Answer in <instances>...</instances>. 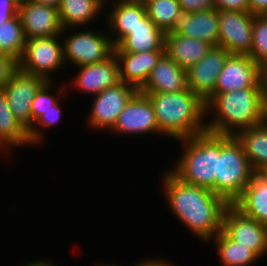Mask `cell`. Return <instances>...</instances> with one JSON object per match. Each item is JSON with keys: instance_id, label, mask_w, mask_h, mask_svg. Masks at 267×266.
<instances>
[{"instance_id": "cell-31", "label": "cell", "mask_w": 267, "mask_h": 266, "mask_svg": "<svg viewBox=\"0 0 267 266\" xmlns=\"http://www.w3.org/2000/svg\"><path fill=\"white\" fill-rule=\"evenodd\" d=\"M60 103L57 102L52 106V109L44 112L32 125L31 129L28 131V137L32 145H37L40 142L42 143L43 130L45 128L49 129L52 125L59 123L62 118V110ZM38 124V125H36ZM39 127V128H38ZM42 131V132H41Z\"/></svg>"}, {"instance_id": "cell-43", "label": "cell", "mask_w": 267, "mask_h": 266, "mask_svg": "<svg viewBox=\"0 0 267 266\" xmlns=\"http://www.w3.org/2000/svg\"><path fill=\"white\" fill-rule=\"evenodd\" d=\"M16 1L19 2V3H22V2H26L28 0H16Z\"/></svg>"}, {"instance_id": "cell-7", "label": "cell", "mask_w": 267, "mask_h": 266, "mask_svg": "<svg viewBox=\"0 0 267 266\" xmlns=\"http://www.w3.org/2000/svg\"><path fill=\"white\" fill-rule=\"evenodd\" d=\"M63 40L64 62L76 67L93 64L109 58L115 49L110 33L103 34L97 30L78 31L75 28ZM78 31V32H77ZM72 34V35H71Z\"/></svg>"}, {"instance_id": "cell-18", "label": "cell", "mask_w": 267, "mask_h": 266, "mask_svg": "<svg viewBox=\"0 0 267 266\" xmlns=\"http://www.w3.org/2000/svg\"><path fill=\"white\" fill-rule=\"evenodd\" d=\"M114 53L119 63L120 81L133 85L139 90L148 80L165 50Z\"/></svg>"}, {"instance_id": "cell-4", "label": "cell", "mask_w": 267, "mask_h": 266, "mask_svg": "<svg viewBox=\"0 0 267 266\" xmlns=\"http://www.w3.org/2000/svg\"><path fill=\"white\" fill-rule=\"evenodd\" d=\"M183 154L170 171L182 182L206 188L215 193L217 156L222 149V135L205 132L179 140Z\"/></svg>"}, {"instance_id": "cell-28", "label": "cell", "mask_w": 267, "mask_h": 266, "mask_svg": "<svg viewBox=\"0 0 267 266\" xmlns=\"http://www.w3.org/2000/svg\"><path fill=\"white\" fill-rule=\"evenodd\" d=\"M26 37L18 15L10 20H0V53L18 61L22 57Z\"/></svg>"}, {"instance_id": "cell-5", "label": "cell", "mask_w": 267, "mask_h": 266, "mask_svg": "<svg viewBox=\"0 0 267 266\" xmlns=\"http://www.w3.org/2000/svg\"><path fill=\"white\" fill-rule=\"evenodd\" d=\"M255 171L236 136L222 135V149L217 156L215 194L233 204L250 183Z\"/></svg>"}, {"instance_id": "cell-37", "label": "cell", "mask_w": 267, "mask_h": 266, "mask_svg": "<svg viewBox=\"0 0 267 266\" xmlns=\"http://www.w3.org/2000/svg\"><path fill=\"white\" fill-rule=\"evenodd\" d=\"M248 5L253 15H263L267 10V0H248Z\"/></svg>"}, {"instance_id": "cell-11", "label": "cell", "mask_w": 267, "mask_h": 266, "mask_svg": "<svg viewBox=\"0 0 267 266\" xmlns=\"http://www.w3.org/2000/svg\"><path fill=\"white\" fill-rule=\"evenodd\" d=\"M253 16L250 12L218 10V46L231 54L248 55L252 45Z\"/></svg>"}, {"instance_id": "cell-34", "label": "cell", "mask_w": 267, "mask_h": 266, "mask_svg": "<svg viewBox=\"0 0 267 266\" xmlns=\"http://www.w3.org/2000/svg\"><path fill=\"white\" fill-rule=\"evenodd\" d=\"M217 10L249 12L248 0H212Z\"/></svg>"}, {"instance_id": "cell-8", "label": "cell", "mask_w": 267, "mask_h": 266, "mask_svg": "<svg viewBox=\"0 0 267 266\" xmlns=\"http://www.w3.org/2000/svg\"><path fill=\"white\" fill-rule=\"evenodd\" d=\"M139 90L128 83L119 82L94 96L93 106L87 117L90 129L111 130L127 103Z\"/></svg>"}, {"instance_id": "cell-23", "label": "cell", "mask_w": 267, "mask_h": 266, "mask_svg": "<svg viewBox=\"0 0 267 266\" xmlns=\"http://www.w3.org/2000/svg\"><path fill=\"white\" fill-rule=\"evenodd\" d=\"M115 3L116 5L114 4L110 12H108L106 24L108 29L110 28L108 31L112 33L110 38L113 44L117 46L133 28L140 24V21L147 17V12L144 5L118 0Z\"/></svg>"}, {"instance_id": "cell-41", "label": "cell", "mask_w": 267, "mask_h": 266, "mask_svg": "<svg viewBox=\"0 0 267 266\" xmlns=\"http://www.w3.org/2000/svg\"><path fill=\"white\" fill-rule=\"evenodd\" d=\"M37 3L59 7L61 0H32Z\"/></svg>"}, {"instance_id": "cell-1", "label": "cell", "mask_w": 267, "mask_h": 266, "mask_svg": "<svg viewBox=\"0 0 267 266\" xmlns=\"http://www.w3.org/2000/svg\"><path fill=\"white\" fill-rule=\"evenodd\" d=\"M162 174L170 211L187 230L208 243L222 231L223 214L229 204L209 189L182 182L170 170Z\"/></svg>"}, {"instance_id": "cell-44", "label": "cell", "mask_w": 267, "mask_h": 266, "mask_svg": "<svg viewBox=\"0 0 267 266\" xmlns=\"http://www.w3.org/2000/svg\"><path fill=\"white\" fill-rule=\"evenodd\" d=\"M100 266H118V265H114V264L113 265H110V264H107V265H100Z\"/></svg>"}, {"instance_id": "cell-39", "label": "cell", "mask_w": 267, "mask_h": 266, "mask_svg": "<svg viewBox=\"0 0 267 266\" xmlns=\"http://www.w3.org/2000/svg\"><path fill=\"white\" fill-rule=\"evenodd\" d=\"M135 266H171V262L168 260L166 261V259L164 260V258H163V260L162 259H160V260L156 259L155 260V258H153V259H149V260H143V262L140 261Z\"/></svg>"}, {"instance_id": "cell-46", "label": "cell", "mask_w": 267, "mask_h": 266, "mask_svg": "<svg viewBox=\"0 0 267 266\" xmlns=\"http://www.w3.org/2000/svg\"><path fill=\"white\" fill-rule=\"evenodd\" d=\"M265 17H267V10H266V12L263 14Z\"/></svg>"}, {"instance_id": "cell-20", "label": "cell", "mask_w": 267, "mask_h": 266, "mask_svg": "<svg viewBox=\"0 0 267 266\" xmlns=\"http://www.w3.org/2000/svg\"><path fill=\"white\" fill-rule=\"evenodd\" d=\"M165 54L182 69L188 70L201 60L212 45L208 42L176 33H165Z\"/></svg>"}, {"instance_id": "cell-6", "label": "cell", "mask_w": 267, "mask_h": 266, "mask_svg": "<svg viewBox=\"0 0 267 266\" xmlns=\"http://www.w3.org/2000/svg\"><path fill=\"white\" fill-rule=\"evenodd\" d=\"M69 29L71 28H63L61 34L51 37L26 39L22 57L18 61L19 70L40 76L46 81H52L51 73L57 72L61 68L64 69V51L61 39Z\"/></svg>"}, {"instance_id": "cell-19", "label": "cell", "mask_w": 267, "mask_h": 266, "mask_svg": "<svg viewBox=\"0 0 267 266\" xmlns=\"http://www.w3.org/2000/svg\"><path fill=\"white\" fill-rule=\"evenodd\" d=\"M187 88V71L164 53L139 92L170 93L186 90Z\"/></svg>"}, {"instance_id": "cell-35", "label": "cell", "mask_w": 267, "mask_h": 266, "mask_svg": "<svg viewBox=\"0 0 267 266\" xmlns=\"http://www.w3.org/2000/svg\"><path fill=\"white\" fill-rule=\"evenodd\" d=\"M182 11L198 12L214 9L212 0H178Z\"/></svg>"}, {"instance_id": "cell-16", "label": "cell", "mask_w": 267, "mask_h": 266, "mask_svg": "<svg viewBox=\"0 0 267 266\" xmlns=\"http://www.w3.org/2000/svg\"><path fill=\"white\" fill-rule=\"evenodd\" d=\"M78 68L80 70L71 83L80 92L96 96L121 82L119 63L115 53L103 61L78 66Z\"/></svg>"}, {"instance_id": "cell-45", "label": "cell", "mask_w": 267, "mask_h": 266, "mask_svg": "<svg viewBox=\"0 0 267 266\" xmlns=\"http://www.w3.org/2000/svg\"><path fill=\"white\" fill-rule=\"evenodd\" d=\"M264 225H265V229H266V232H267V222Z\"/></svg>"}, {"instance_id": "cell-22", "label": "cell", "mask_w": 267, "mask_h": 266, "mask_svg": "<svg viewBox=\"0 0 267 266\" xmlns=\"http://www.w3.org/2000/svg\"><path fill=\"white\" fill-rule=\"evenodd\" d=\"M165 32L147 16L117 45L114 52L165 50Z\"/></svg>"}, {"instance_id": "cell-29", "label": "cell", "mask_w": 267, "mask_h": 266, "mask_svg": "<svg viewBox=\"0 0 267 266\" xmlns=\"http://www.w3.org/2000/svg\"><path fill=\"white\" fill-rule=\"evenodd\" d=\"M145 7L149 19L165 33L182 12L178 0H151Z\"/></svg>"}, {"instance_id": "cell-36", "label": "cell", "mask_w": 267, "mask_h": 266, "mask_svg": "<svg viewBox=\"0 0 267 266\" xmlns=\"http://www.w3.org/2000/svg\"><path fill=\"white\" fill-rule=\"evenodd\" d=\"M19 2L16 0H0V20H10L17 15Z\"/></svg>"}, {"instance_id": "cell-33", "label": "cell", "mask_w": 267, "mask_h": 266, "mask_svg": "<svg viewBox=\"0 0 267 266\" xmlns=\"http://www.w3.org/2000/svg\"><path fill=\"white\" fill-rule=\"evenodd\" d=\"M18 69L19 62L16 58L0 53V90L5 87Z\"/></svg>"}, {"instance_id": "cell-24", "label": "cell", "mask_w": 267, "mask_h": 266, "mask_svg": "<svg viewBox=\"0 0 267 266\" xmlns=\"http://www.w3.org/2000/svg\"><path fill=\"white\" fill-rule=\"evenodd\" d=\"M106 3V0H61L58 14L62 28L90 24L104 10Z\"/></svg>"}, {"instance_id": "cell-42", "label": "cell", "mask_w": 267, "mask_h": 266, "mask_svg": "<svg viewBox=\"0 0 267 266\" xmlns=\"http://www.w3.org/2000/svg\"><path fill=\"white\" fill-rule=\"evenodd\" d=\"M118 1L140 4V5L146 6L151 0H118Z\"/></svg>"}, {"instance_id": "cell-30", "label": "cell", "mask_w": 267, "mask_h": 266, "mask_svg": "<svg viewBox=\"0 0 267 266\" xmlns=\"http://www.w3.org/2000/svg\"><path fill=\"white\" fill-rule=\"evenodd\" d=\"M252 45L248 56L267 72V17L254 15Z\"/></svg>"}, {"instance_id": "cell-40", "label": "cell", "mask_w": 267, "mask_h": 266, "mask_svg": "<svg viewBox=\"0 0 267 266\" xmlns=\"http://www.w3.org/2000/svg\"><path fill=\"white\" fill-rule=\"evenodd\" d=\"M22 266H57V265L56 264L54 265L51 260H47V261L46 260H42V261L41 260L40 261L36 260V261H33V262L29 261L28 264L26 263V264H24Z\"/></svg>"}, {"instance_id": "cell-15", "label": "cell", "mask_w": 267, "mask_h": 266, "mask_svg": "<svg viewBox=\"0 0 267 266\" xmlns=\"http://www.w3.org/2000/svg\"><path fill=\"white\" fill-rule=\"evenodd\" d=\"M26 39L51 37L62 33L58 8L28 0L19 3L17 13Z\"/></svg>"}, {"instance_id": "cell-25", "label": "cell", "mask_w": 267, "mask_h": 266, "mask_svg": "<svg viewBox=\"0 0 267 266\" xmlns=\"http://www.w3.org/2000/svg\"><path fill=\"white\" fill-rule=\"evenodd\" d=\"M27 145H31L28 131L16 120L4 91L0 90V151L7 154L11 147Z\"/></svg>"}, {"instance_id": "cell-14", "label": "cell", "mask_w": 267, "mask_h": 266, "mask_svg": "<svg viewBox=\"0 0 267 266\" xmlns=\"http://www.w3.org/2000/svg\"><path fill=\"white\" fill-rule=\"evenodd\" d=\"M111 131L120 135L149 133L162 135L156 122L152 103L145 94L139 91L127 103Z\"/></svg>"}, {"instance_id": "cell-13", "label": "cell", "mask_w": 267, "mask_h": 266, "mask_svg": "<svg viewBox=\"0 0 267 266\" xmlns=\"http://www.w3.org/2000/svg\"><path fill=\"white\" fill-rule=\"evenodd\" d=\"M231 55L224 47L212 46L208 53L187 71V85L204 102L215 92L218 75Z\"/></svg>"}, {"instance_id": "cell-38", "label": "cell", "mask_w": 267, "mask_h": 266, "mask_svg": "<svg viewBox=\"0 0 267 266\" xmlns=\"http://www.w3.org/2000/svg\"><path fill=\"white\" fill-rule=\"evenodd\" d=\"M262 124L267 125V78L264 80L262 91Z\"/></svg>"}, {"instance_id": "cell-12", "label": "cell", "mask_w": 267, "mask_h": 266, "mask_svg": "<svg viewBox=\"0 0 267 266\" xmlns=\"http://www.w3.org/2000/svg\"><path fill=\"white\" fill-rule=\"evenodd\" d=\"M46 80L20 71L11 77L2 89L16 120L29 131L32 127L31 105L39 87Z\"/></svg>"}, {"instance_id": "cell-21", "label": "cell", "mask_w": 267, "mask_h": 266, "mask_svg": "<svg viewBox=\"0 0 267 266\" xmlns=\"http://www.w3.org/2000/svg\"><path fill=\"white\" fill-rule=\"evenodd\" d=\"M233 205L257 222H267V173L255 172L250 183Z\"/></svg>"}, {"instance_id": "cell-3", "label": "cell", "mask_w": 267, "mask_h": 266, "mask_svg": "<svg viewBox=\"0 0 267 266\" xmlns=\"http://www.w3.org/2000/svg\"><path fill=\"white\" fill-rule=\"evenodd\" d=\"M263 88H243L213 93L206 101L207 132L236 136L240 131L262 124Z\"/></svg>"}, {"instance_id": "cell-9", "label": "cell", "mask_w": 267, "mask_h": 266, "mask_svg": "<svg viewBox=\"0 0 267 266\" xmlns=\"http://www.w3.org/2000/svg\"><path fill=\"white\" fill-rule=\"evenodd\" d=\"M222 232L232 241L251 249L259 258L267 253L265 225L229 204L222 219Z\"/></svg>"}, {"instance_id": "cell-17", "label": "cell", "mask_w": 267, "mask_h": 266, "mask_svg": "<svg viewBox=\"0 0 267 266\" xmlns=\"http://www.w3.org/2000/svg\"><path fill=\"white\" fill-rule=\"evenodd\" d=\"M218 10L186 12L182 11L166 33H176L218 46Z\"/></svg>"}, {"instance_id": "cell-26", "label": "cell", "mask_w": 267, "mask_h": 266, "mask_svg": "<svg viewBox=\"0 0 267 266\" xmlns=\"http://www.w3.org/2000/svg\"><path fill=\"white\" fill-rule=\"evenodd\" d=\"M236 138L255 172L267 171V125L260 124L240 131Z\"/></svg>"}, {"instance_id": "cell-32", "label": "cell", "mask_w": 267, "mask_h": 266, "mask_svg": "<svg viewBox=\"0 0 267 266\" xmlns=\"http://www.w3.org/2000/svg\"><path fill=\"white\" fill-rule=\"evenodd\" d=\"M52 83L54 84L53 80L45 81L36 92L31 105L32 125L44 112L52 109V106L60 99L58 98L59 94H57L58 96L51 94Z\"/></svg>"}, {"instance_id": "cell-10", "label": "cell", "mask_w": 267, "mask_h": 266, "mask_svg": "<svg viewBox=\"0 0 267 266\" xmlns=\"http://www.w3.org/2000/svg\"><path fill=\"white\" fill-rule=\"evenodd\" d=\"M266 72L248 55L231 54L218 75L215 92L263 88Z\"/></svg>"}, {"instance_id": "cell-2", "label": "cell", "mask_w": 267, "mask_h": 266, "mask_svg": "<svg viewBox=\"0 0 267 266\" xmlns=\"http://www.w3.org/2000/svg\"><path fill=\"white\" fill-rule=\"evenodd\" d=\"M145 94L154 108L160 132L168 137L181 140L194 137L207 131L206 104L192 90L179 92Z\"/></svg>"}, {"instance_id": "cell-27", "label": "cell", "mask_w": 267, "mask_h": 266, "mask_svg": "<svg viewBox=\"0 0 267 266\" xmlns=\"http://www.w3.org/2000/svg\"><path fill=\"white\" fill-rule=\"evenodd\" d=\"M222 266H251L260 258L248 247L230 240L222 231L212 238Z\"/></svg>"}]
</instances>
